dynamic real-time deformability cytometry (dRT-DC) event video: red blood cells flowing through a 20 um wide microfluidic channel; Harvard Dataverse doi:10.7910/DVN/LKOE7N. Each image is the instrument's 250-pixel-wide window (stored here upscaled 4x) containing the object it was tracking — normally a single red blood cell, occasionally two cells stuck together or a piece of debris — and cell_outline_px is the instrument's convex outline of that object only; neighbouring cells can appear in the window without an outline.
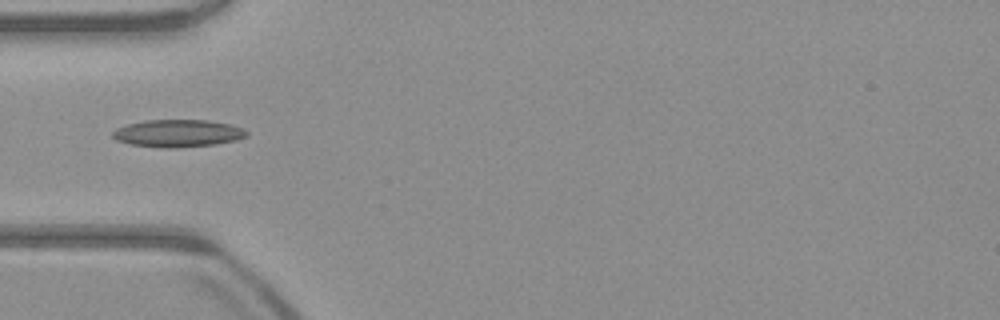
{"species": "common noctule bat (a hibernating species)", "species_latin": "Nyctalus noctula", "temperature_condition": "warm", "stored_images_in_passage": 14, "camera_frame_rate_fps": 3000, "um_per_image_px": 0.085, "animal": {"sex": "male", "body_mass_g": 23.1, "forearm_length_mm": 52.7}, "frame": {"image": 1, "passage_image": 3, "time_ms": 0.667, "image_size_px": [1000, 320], "cell_outline_px": [[248, 136], [236, 140], [216, 144], [168, 148], [164, 148], [132, 144], [116, 140], [112, 136], [112, 132], [116, 128], [128, 124], [144, 120], [208, 120], [232, 124], [244, 128], [248, 132]], "centroid_in_image_um": [15.15, 11.32], "position_along_channel_um": 69.8, "area_um2": 21.44}}